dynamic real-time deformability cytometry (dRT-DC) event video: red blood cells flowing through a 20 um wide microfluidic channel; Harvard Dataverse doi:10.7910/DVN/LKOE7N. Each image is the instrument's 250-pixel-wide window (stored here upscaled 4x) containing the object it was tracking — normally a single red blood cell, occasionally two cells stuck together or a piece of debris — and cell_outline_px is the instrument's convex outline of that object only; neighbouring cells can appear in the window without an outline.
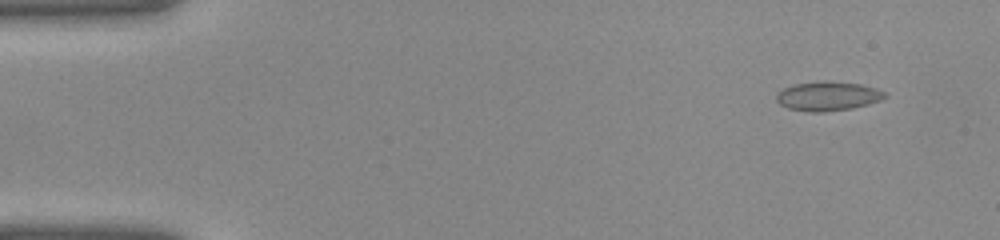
{"species": "common noctule bat (a hibernating species)", "species_latin": "Nyctalus noctula", "temperature_condition": "warm", "stored_images_in_passage": 39, "camera_frame_rate_fps": 3000, "um_per_image_px": 0.085, "animal": {"sex": "female", "body_mass_g": 22.0, "forearm_length_mm": 56.7}, "frame": {"image": 1, "passage_image": 3, "time_ms": 0.667, "image_size_px": [1000, 240], "cell_outline_px": [[888, 96], [880, 100], [868, 104], [852, 108], [820, 112], [808, 112], [788, 108], [780, 104], [776, 100], [776, 92], [784, 88], [796, 84], [824, 80], [828, 80], [860, 84], [876, 88], [884, 92]], "centroid_in_image_um": [70.35, 8.16], "position_along_channel_um": 14.6, "area_um2": 18.5}}
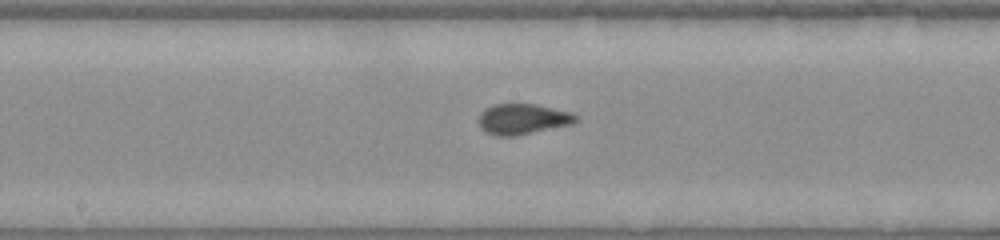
{"frame": {"image": 2, "passage_image": 21, "time_ms": 6.667, "image_size_px": [1000, 240], "cell_outline_px": [[576, 120], [572, 124], [516, 136], [496, 136], [484, 132], [480, 128], [480, 112], [484, 108], [496, 104], [536, 104], [572, 112], [576, 116]], "centroid_in_image_um": [44.41, 10.12], "position_along_channel_um": 203.8, "area_um2": 17.34}}
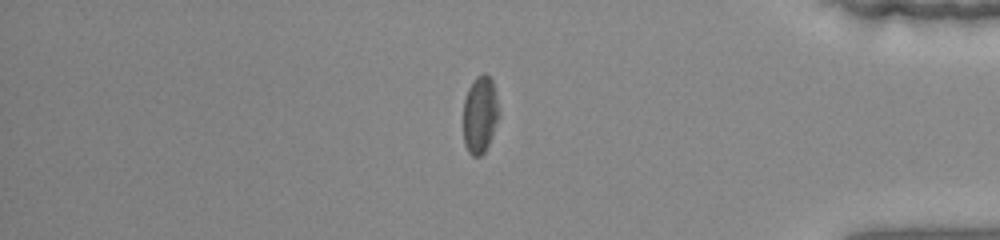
{"frame": {"image": 3, "passage_image": 34, "time_ms": 11.0, "image_size_px": [1000, 240], "cell_outline_px": [[496, 120], [488, 144], [484, 152], [480, 156], [472, 156], [468, 152], [464, 144], [464, 100], [468, 88], [476, 76], [484, 72], [492, 80], [496, 96]], "centroid_in_image_um": [40.75, 9.73], "position_along_channel_um": 394.5, "area_um2": 15.43}}